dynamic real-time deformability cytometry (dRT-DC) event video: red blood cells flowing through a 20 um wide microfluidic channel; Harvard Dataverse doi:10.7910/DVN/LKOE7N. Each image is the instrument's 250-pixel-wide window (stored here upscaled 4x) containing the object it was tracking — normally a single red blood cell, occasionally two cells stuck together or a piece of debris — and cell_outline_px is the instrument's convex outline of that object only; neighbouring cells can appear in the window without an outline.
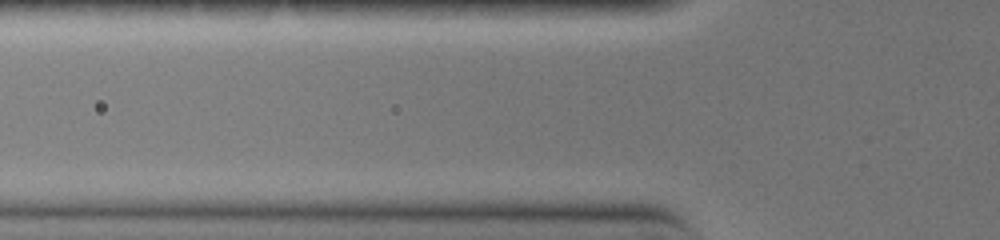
{"species": "common noctule bat (a hibernating species)", "species_latin": "Nyctalus noctula", "temperature_condition": "warm", "stored_images_in_passage": 3, "camera_frame_rate_fps": 3000, "um_per_image_px": 0.085, "animal": {"sex": "female", "body_mass_g": 19.0, "forearm_length_mm": 51.5}, "frame": {"image": 1, "passage_image": 3, "time_ms": 0.667, "image_size_px": [1000, 240], "cell_outline_px": [[628, 164], [620, 168], [516, 168], [484, 164], [484, 160], [536, 156], [592, 156], [628, 160]], "centroid_in_image_um": [47.5, 13.8], "position_along_channel_um": 78.3, "area_um2": 10.64}}